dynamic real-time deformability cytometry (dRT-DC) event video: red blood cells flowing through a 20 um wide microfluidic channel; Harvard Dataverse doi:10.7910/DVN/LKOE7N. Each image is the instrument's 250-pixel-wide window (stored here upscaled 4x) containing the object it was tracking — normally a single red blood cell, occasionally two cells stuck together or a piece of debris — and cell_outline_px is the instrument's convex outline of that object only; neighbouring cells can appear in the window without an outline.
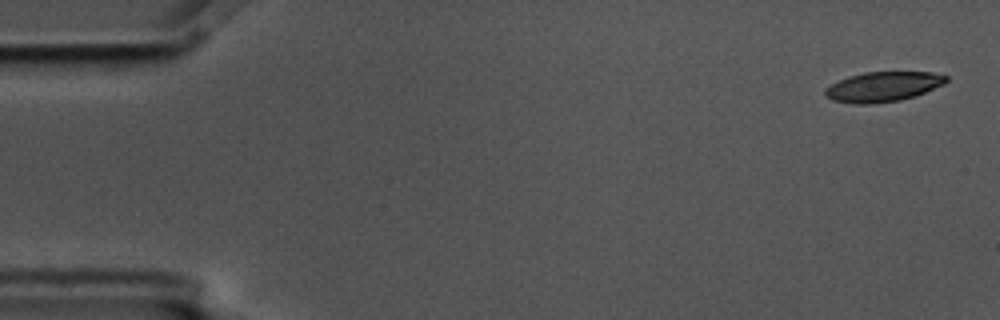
{"species": "common noctule bat (a hibernating species)", "species_latin": "Nyctalus noctula", "temperature_condition": "cold", "stored_images_in_passage": 5, "camera_frame_rate_fps": 3000, "um_per_image_px": 0.085, "animal": {"sex": "male", "body_mass_g": 17.5, "forearm_length_mm": 52.3}, "frame": {"image": 1, "passage_image": 1, "time_ms": 0.0, "image_size_px": [1000, 320], "cell_outline_px": [[948, 80], [944, 84], [916, 96], [900, 100], [868, 104], [856, 104], [832, 100], [824, 96], [824, 88], [848, 76], [864, 72], [932, 72], [948, 76]], "centroid_in_image_um": [75.05, 7.37], "position_along_channel_um": 9.9, "area_um2": 21.15}}
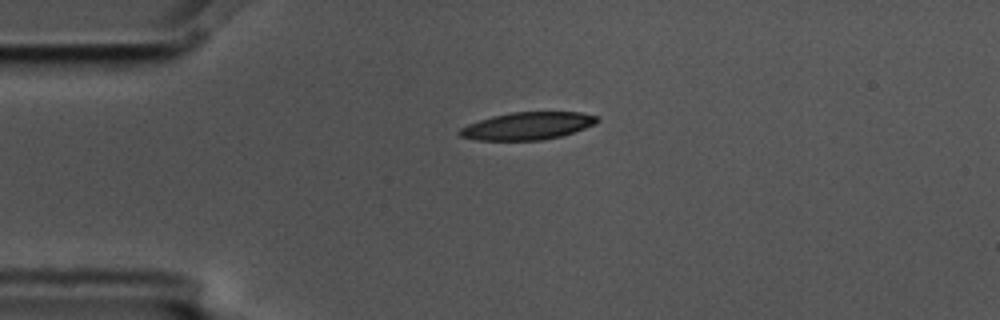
{"frame": {"image": 2, "passage_image": 4, "time_ms": 1.0, "image_size_px": [1000, 320], "cell_outline_px": [[600, 120], [596, 124], [560, 136], [544, 140], [476, 140], [460, 136], [456, 132], [460, 128], [468, 124], [492, 116], [512, 112], [580, 112], [600, 116]], "centroid_in_image_um": [44.85, 10.7], "position_along_channel_um": 40.2, "area_um2": 22.08}}